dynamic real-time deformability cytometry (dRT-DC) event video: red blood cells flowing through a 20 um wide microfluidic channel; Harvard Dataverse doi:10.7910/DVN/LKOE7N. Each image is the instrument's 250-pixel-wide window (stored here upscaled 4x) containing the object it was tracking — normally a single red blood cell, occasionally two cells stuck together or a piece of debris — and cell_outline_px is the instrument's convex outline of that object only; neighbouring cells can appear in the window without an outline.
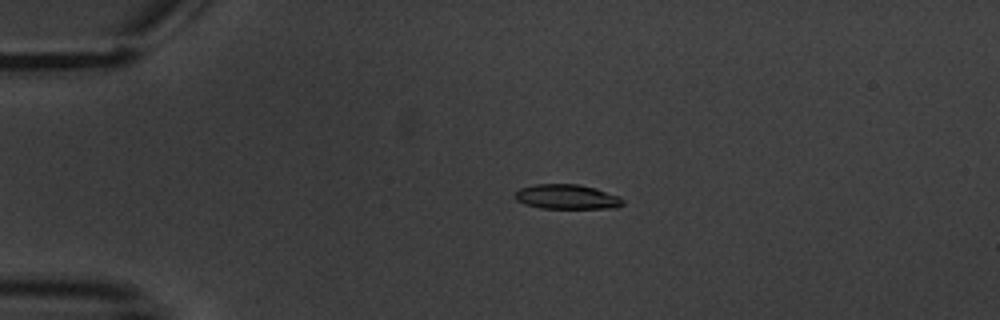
{"species": "common noctule bat (a hibernating species)", "species_latin": "Nyctalus noctula", "temperature_condition": "warm", "stored_images_in_passage": 5, "camera_frame_rate_fps": 3000, "um_per_image_px": 0.085, "animal": {"sex": "male", "body_mass_g": 20.1, "forearm_length_mm": 53.5}, "frame": {"image": 1, "passage_image": 4, "time_ms": 3.667, "image_size_px": [1000, 320], "cell_outline_px": [[624, 204], [616, 208], [540, 208], [524, 204], [516, 200], [512, 196], [520, 188], [536, 184], [576, 184], [596, 188], [620, 196], [624, 200]], "centroid_in_image_um": [48.19, 16.73], "position_along_channel_um": 36.8, "area_um2": 15.66}}